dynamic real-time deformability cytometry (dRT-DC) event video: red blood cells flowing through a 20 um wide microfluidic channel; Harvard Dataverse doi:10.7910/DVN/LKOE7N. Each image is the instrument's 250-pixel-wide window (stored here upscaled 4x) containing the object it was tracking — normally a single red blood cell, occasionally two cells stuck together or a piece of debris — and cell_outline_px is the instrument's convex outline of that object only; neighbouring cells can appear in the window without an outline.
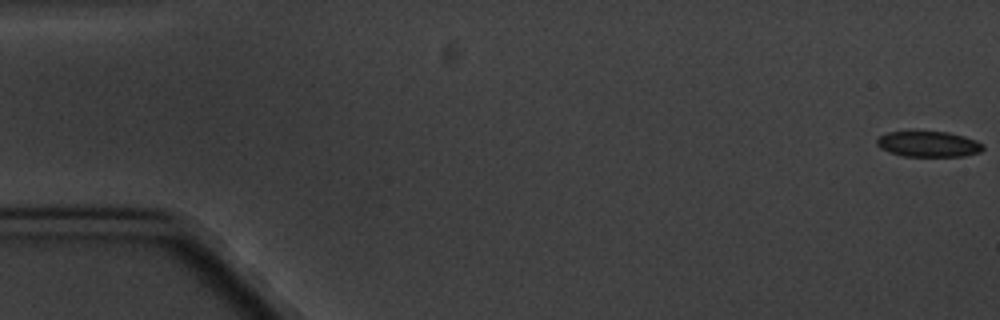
{"species": "common noctule bat (a hibernating species)", "species_latin": "Nyctalus noctula", "temperature_condition": "cold", "stored_images_in_passage": 10, "camera_frame_rate_fps": 3000, "um_per_image_px": 0.085, "animal": {"sex": "male", "body_mass_g": 20.1, "forearm_length_mm": 53.5}, "frame": {"image": 1, "passage_image": 1, "time_ms": 0.0, "image_size_px": [1000, 320], "cell_outline_px": [[984, 148], [980, 152], [964, 156], [904, 156], [880, 148], [876, 144], [876, 140], [880, 136], [888, 132], [948, 132], [964, 136], [976, 140], [984, 144]], "centroid_in_image_um": [78.96, 12.25], "position_along_channel_um": 6.0, "area_um2": 15.72}}
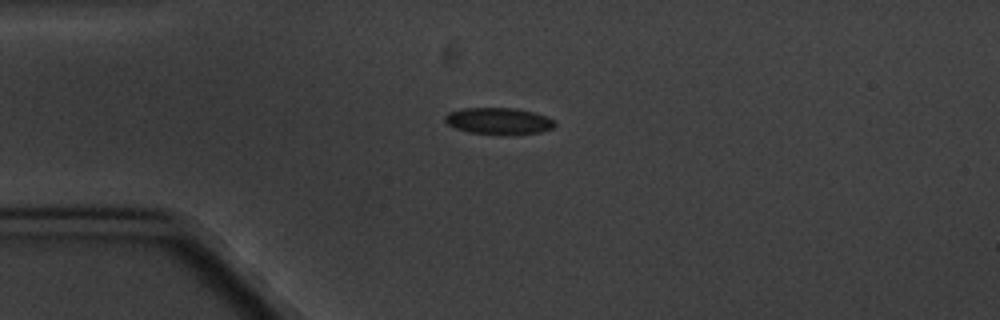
{"frame": {"image": 2, "passage_image": 5, "time_ms": 4.667, "image_size_px": [1000, 320], "cell_outline_px": [[556, 124], [552, 128], [540, 132], [468, 132], [456, 128], [448, 124], [444, 120], [444, 116], [448, 112], [460, 108], [512, 108], [532, 112], [544, 116], [552, 120]], "centroid_in_image_um": [42.3, 10.24], "position_along_channel_um": 42.7, "area_um2": 16.13}}